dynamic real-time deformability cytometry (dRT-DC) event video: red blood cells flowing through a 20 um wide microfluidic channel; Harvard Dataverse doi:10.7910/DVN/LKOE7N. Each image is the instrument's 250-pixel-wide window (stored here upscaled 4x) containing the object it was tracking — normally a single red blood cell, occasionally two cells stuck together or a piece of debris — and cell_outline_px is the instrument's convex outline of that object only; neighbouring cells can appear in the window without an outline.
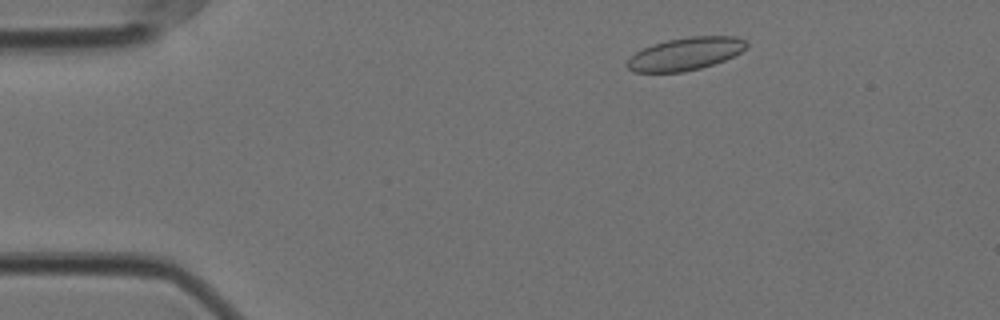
{"species": "Egyptian fruit bat (a non-hibernating species)", "species_latin": "Rousettus aegyptiacus", "temperature_condition": "cold", "stored_images_in_passage": 54, "camera_frame_rate_fps": 3000, "um_per_image_px": 0.085, "animal": {"sex": "female"}, "frame": {"image": 1, "passage_image": 6, "time_ms": 1.667, "image_size_px": [1000, 320], "cell_outline_px": [[748, 48], [724, 60], [700, 68], [684, 72], [632, 72], [624, 64], [636, 52], [652, 44], [668, 40], [688, 36], [736, 36], [748, 40]], "centroid_in_image_um": [58.28, 4.57], "position_along_channel_um": 26.7, "area_um2": 22.83}}
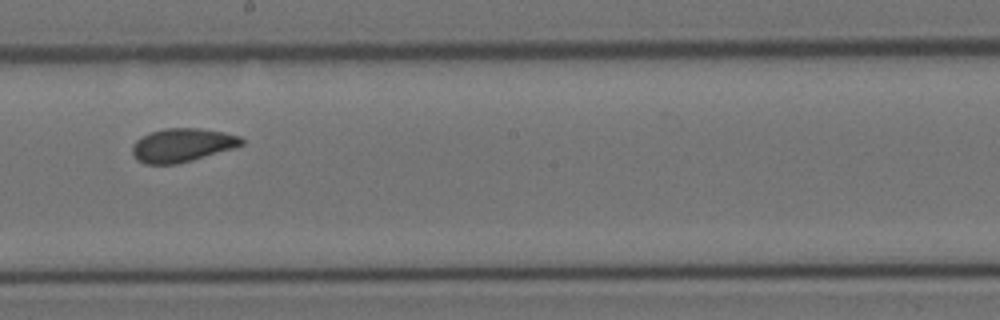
{"frame": {"image": 2, "passage_image": 29, "time_ms": 9.333, "image_size_px": [1000, 320], "cell_outline_px": [[244, 144], [236, 148], [192, 160], [176, 164], [144, 164], [136, 160], [132, 156], [132, 144], [136, 140], [152, 132], [164, 128], [200, 128], [224, 132], [240, 136], [244, 140]], "centroid_in_image_um": [15.5, 12.34], "position_along_channel_um": 232.7, "area_um2": 21.56}}
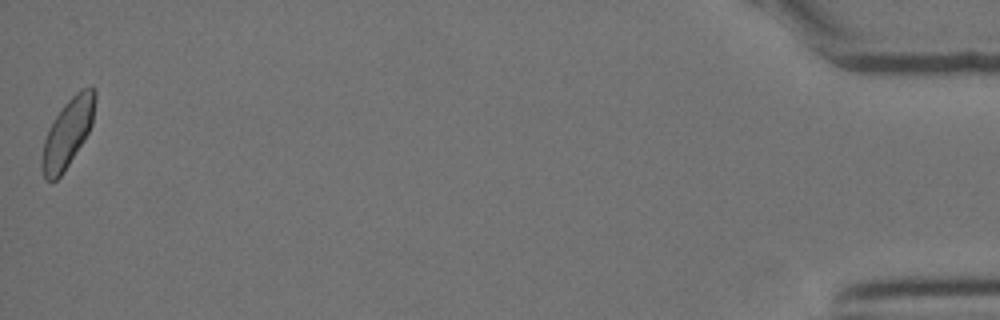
{"frame": {"image": 3, "passage_image": 54, "time_ms": 17.667, "image_size_px": [1000, 320], "cell_outline_px": [[96, 96], [92, 124], [84, 140], [64, 172], [56, 180], [48, 180], [44, 176], [40, 164], [40, 160], [44, 140], [48, 128], [52, 120], [64, 104], [76, 92], [92, 84], [96, 88]], "centroid_in_image_um": [5.75, 11.27], "position_along_channel_um": 429.5, "area_um2": 21.33}, "authors_computed_cell_mechanics": {"area_um2": 21.4438, "velocity_mm_per_s": 3.5071, "shape_relaxation_time_tau1_ms": null, "shape_relaxation_time_tau2_ms": 0.7851, "deformation_change_tau1": null, "deformation_change_tau2": 0.04}}